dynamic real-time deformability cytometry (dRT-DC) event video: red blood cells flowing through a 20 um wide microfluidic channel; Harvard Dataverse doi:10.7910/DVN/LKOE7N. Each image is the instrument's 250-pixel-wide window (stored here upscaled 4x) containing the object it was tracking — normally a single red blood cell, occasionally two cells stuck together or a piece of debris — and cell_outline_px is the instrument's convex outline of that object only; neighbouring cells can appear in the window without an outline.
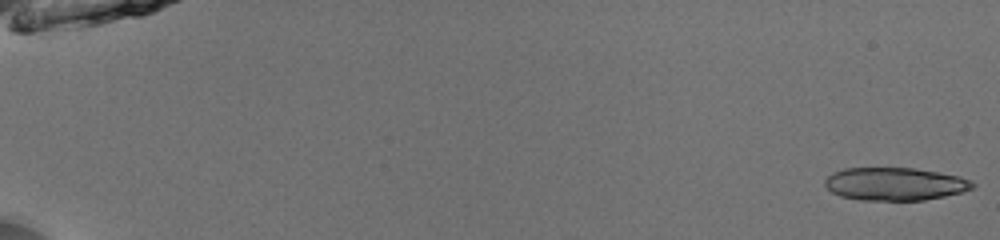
{"species": "common noctule bat (a hibernating species)", "species_latin": "Nyctalus noctula", "temperature_condition": "room temperature", "stored_images_in_passage": 53, "segment_of_instrument_passage": [1, 2], "camera_frame_rate_fps": 3000, "um_per_image_px": 0.085, "animal": {"sex": "male", "body_mass_g": 13.0, "forearm_length_mm": 53.1}, "frame": {"image": 1, "passage_image": 1, "time_ms": 0.0, "image_size_px": [1000, 240], "cell_outline_px": [[976, 184], [972, 188], [964, 192], [924, 200], [860, 200], [840, 196], [832, 192], [824, 184], [824, 180], [832, 172], [844, 168], [912, 168], [960, 176], [972, 180]], "centroid_in_image_um": [76.07, 15.64], "position_along_channel_um": 8.9, "area_um2": 28.38}}